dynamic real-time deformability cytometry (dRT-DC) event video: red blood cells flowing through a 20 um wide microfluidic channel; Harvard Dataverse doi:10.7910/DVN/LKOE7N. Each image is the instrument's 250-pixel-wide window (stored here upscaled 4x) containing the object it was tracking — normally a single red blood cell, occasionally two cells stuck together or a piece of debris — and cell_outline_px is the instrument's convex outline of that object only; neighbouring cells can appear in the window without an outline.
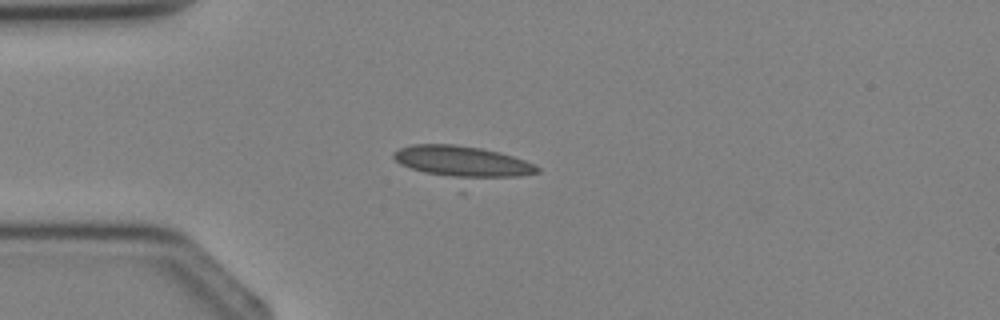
{"species": "Egyptian fruit bat (a non-hibernating species)", "species_latin": "Rousettus aegyptiacus", "temperature_condition": "cold", "stored_images_in_passage": 1, "camera_frame_rate_fps": 3000, "um_per_image_px": 0.085, "animal": {"sex": "female"}, "frame": {"image": 1, "passage_image": 1, "time_ms": 0.0, "image_size_px": [1000, 320], "cell_outline_px": [[540, 172], [464, 192], [460, 192], [400, 164], [392, 156], [392, 152], [400, 148], [412, 144], [452, 144], [480, 148], [512, 156], [524, 160], [540, 168]], "centroid_in_image_um": [39.33, 14.04], "position_along_channel_um": 45.7, "area_um2": 31.62}}